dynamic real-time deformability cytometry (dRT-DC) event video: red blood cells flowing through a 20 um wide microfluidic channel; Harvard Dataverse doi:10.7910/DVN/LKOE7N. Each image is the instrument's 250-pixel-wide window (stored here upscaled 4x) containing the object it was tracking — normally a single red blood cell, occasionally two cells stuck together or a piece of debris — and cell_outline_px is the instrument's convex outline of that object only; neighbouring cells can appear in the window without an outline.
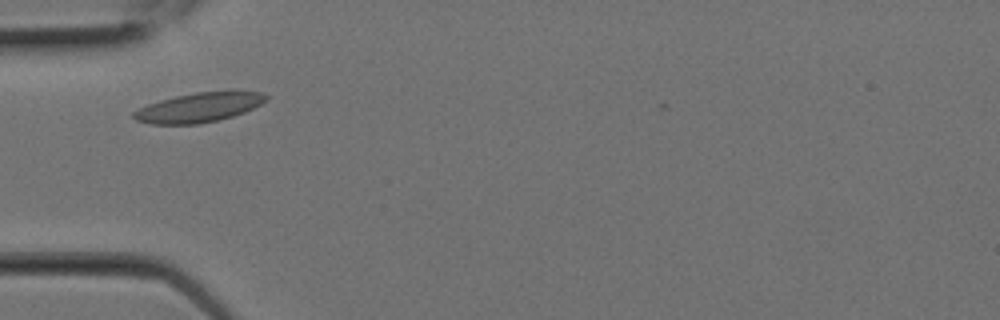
{"species": "Egyptian fruit bat (a non-hibernating species)", "species_latin": "Rousettus aegyptiacus", "temperature_condition": "room temperature", "stored_images_in_passage": 4, "camera_frame_rate_fps": 3000, "um_per_image_px": 0.085, "animal": {"sex": "female"}, "frame": {"image": 1, "passage_image": 3, "time_ms": 0.667, "image_size_px": [1000, 320], "cell_outline_px": [[272, 96], [268, 100], [244, 112], [232, 116], [200, 124], [152, 124], [136, 120], [132, 116], [132, 112], [148, 104], [160, 100], [176, 96], [196, 92], [232, 88], [264, 92]], "centroid_in_image_um": [17.03, 9.08], "position_along_channel_um": 68.0, "area_um2": 23.47}}